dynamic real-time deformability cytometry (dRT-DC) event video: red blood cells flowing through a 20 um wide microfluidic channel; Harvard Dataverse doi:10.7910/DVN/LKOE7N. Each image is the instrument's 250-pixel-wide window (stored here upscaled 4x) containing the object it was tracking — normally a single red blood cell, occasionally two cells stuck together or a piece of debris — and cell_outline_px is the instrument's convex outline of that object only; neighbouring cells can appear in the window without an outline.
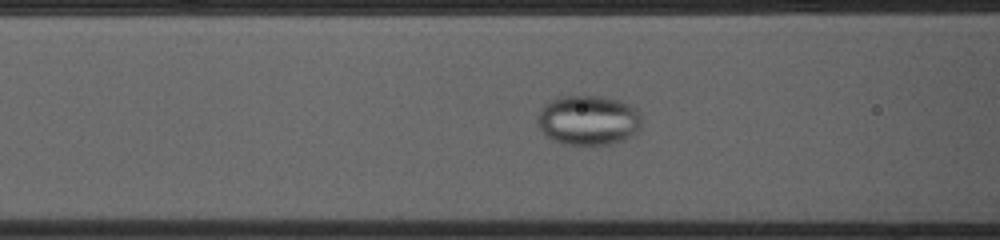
{"species": "common noctule bat (a hibernating species)", "species_latin": "Nyctalus noctula", "temperature_condition": "cold", "stored_images_in_passage": 37, "camera_frame_rate_fps": 3000, "um_per_image_px": 0.085, "animal": {"sex": "female", "body_mass_g": 23.0, "forearm_length_mm": 53.4}, "frame": {"image": 1, "passage_image": 4, "time_ms": 1.0, "image_size_px": [1000, 240], "cell_outline_px": [[640, 128], [632, 136], [616, 144], [560, 144], [552, 140], [536, 124], [536, 116], [544, 104], [548, 100], [556, 96], [604, 96], [620, 100], [636, 108], [640, 112]], "centroid_in_image_um": [49.99, 10.2], "position_along_channel_um": 116.6, "area_um2": 30.75}}
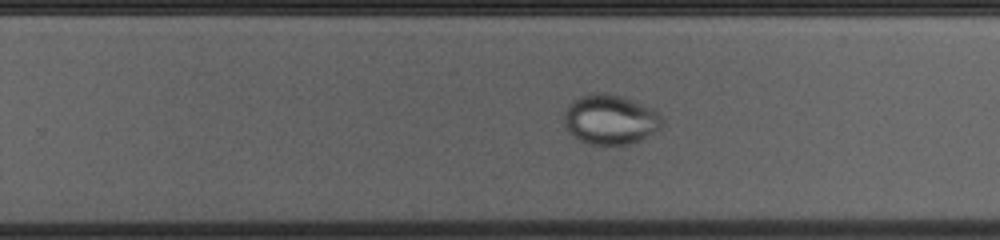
{"frame": {"image": 2, "passage_image": 17, "time_ms": 5.333, "image_size_px": [1000, 240], "cell_outline_px": [[664, 124], [660, 128], [640, 140], [628, 144], [588, 144], [572, 136], [568, 132], [564, 124], [564, 112], [568, 104], [580, 96], [596, 92], [604, 92], [620, 96], [656, 108], [660, 112], [664, 120]], "centroid_in_image_um": [51.89, 10.14], "position_along_channel_um": 277.9, "area_um2": 28.78}}
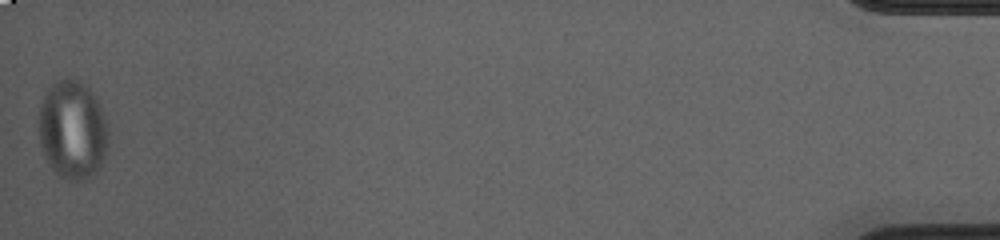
{"frame": {"image": 3, "passage_image": 37, "time_ms": 12.0, "image_size_px": [1000, 240], "cell_outline_px": [[108, 140], [104, 156], [96, 172], [84, 180], [68, 180], [60, 176], [52, 168], [44, 156], [40, 144], [40, 108], [44, 96], [48, 88], [56, 80], [80, 80], [92, 92], [104, 116], [108, 128]], "centroid_in_image_um": [6.17, 11.05], "position_along_channel_um": 429.0, "area_um2": 39.42}}